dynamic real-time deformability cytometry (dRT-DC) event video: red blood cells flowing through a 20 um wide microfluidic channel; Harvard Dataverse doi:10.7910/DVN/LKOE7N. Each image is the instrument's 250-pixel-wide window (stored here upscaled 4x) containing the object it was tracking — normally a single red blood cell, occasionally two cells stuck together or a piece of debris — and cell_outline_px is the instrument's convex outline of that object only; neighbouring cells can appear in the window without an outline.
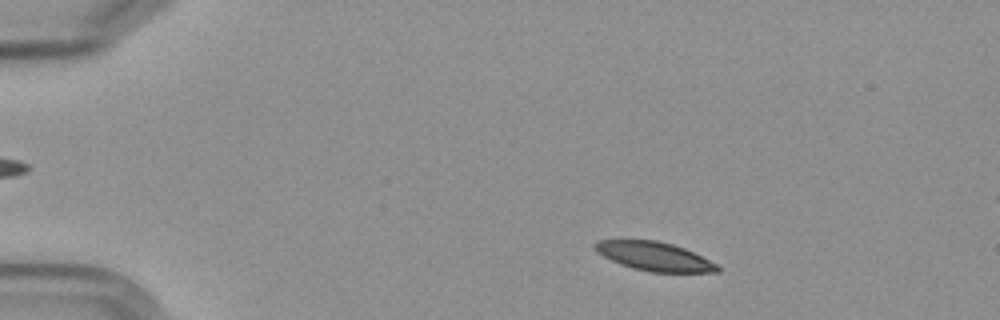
{"species": "Egyptian fruit bat (a non-hibernating species)", "species_latin": "Rousettus aegyptiacus", "temperature_condition": "cold", "stored_images_in_passage": 4, "camera_frame_rate_fps": 3000, "um_per_image_px": 0.085, "frame": {"image": 1, "passage_image": 1, "time_ms": 0.0, "image_size_px": [1000, 320], "cell_outline_px": [[720, 272], [648, 272], [632, 268], [620, 264], [596, 252], [592, 244], [596, 240], [656, 240], [672, 244], [684, 248], [716, 264], [720, 268]], "centroid_in_image_um": [55.57, 21.79], "position_along_channel_um": 29.4, "area_um2": 20.46}}
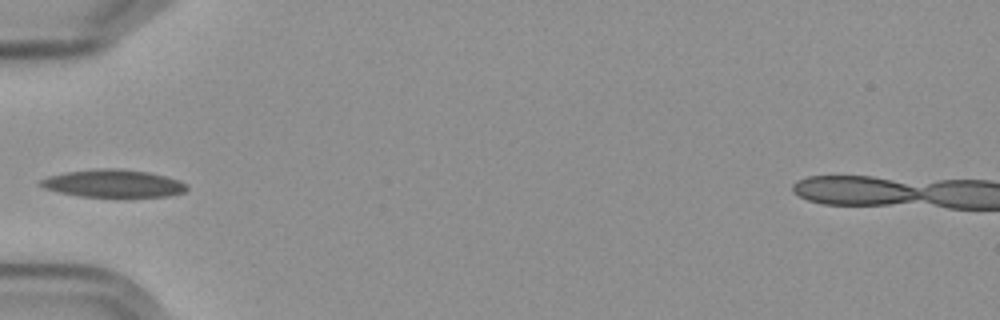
{"frame": {"image": 2, "passage_image": 4, "time_ms": 3.333, "image_size_px": [1000, 320], "cell_outline_px": [[188, 188], [184, 192], [168, 196], [120, 200], [80, 196], [60, 192], [44, 188], [36, 184], [40, 180], [48, 176], [64, 172], [96, 168], [120, 168], [148, 172], [164, 176], [188, 184]], "centroid_in_image_um": [9.63, 15.64], "position_along_channel_um": 75.4, "area_um2": 24.74}}